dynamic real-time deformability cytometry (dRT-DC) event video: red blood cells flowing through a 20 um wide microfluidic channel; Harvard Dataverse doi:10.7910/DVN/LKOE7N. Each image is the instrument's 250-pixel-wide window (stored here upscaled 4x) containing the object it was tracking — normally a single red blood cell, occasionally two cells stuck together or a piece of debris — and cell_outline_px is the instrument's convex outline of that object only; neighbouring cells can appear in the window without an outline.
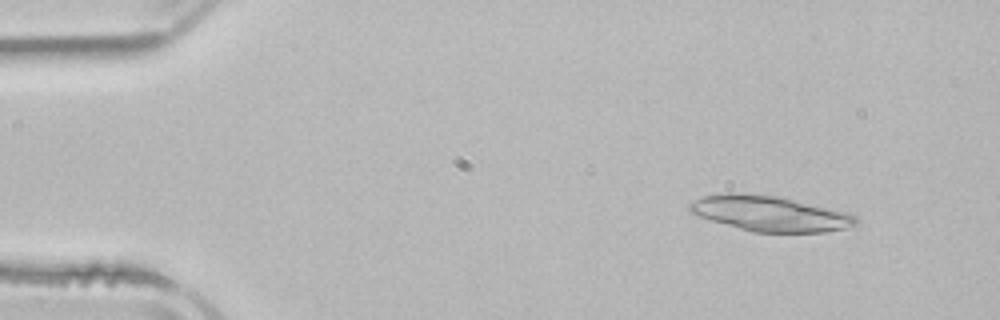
{"species": "common noctule bat (a hibernating species)", "species_latin": "Nyctalus noctula", "temperature_condition": "room temperature", "stored_images_in_passage": 4, "camera_frame_rate_fps": 3000, "um_per_image_px": 0.085, "animal": {"sex": "male", "body_mass_g": 21.5, "forearm_length_mm": 52.0}, "frame": {"image": 1, "passage_image": 2, "time_ms": 1.333, "image_size_px": [1000, 320], "cell_outline_px": [[860, 224], [844, 228], [824, 232], [752, 232], [712, 220], [688, 212], [688, 204], [704, 196], [724, 192], [744, 192], [776, 196], [848, 212], [856, 216], [860, 220]], "centroid_in_image_um": [65.46, 18.14], "position_along_channel_um": 19.5, "area_um2": 34.28}}